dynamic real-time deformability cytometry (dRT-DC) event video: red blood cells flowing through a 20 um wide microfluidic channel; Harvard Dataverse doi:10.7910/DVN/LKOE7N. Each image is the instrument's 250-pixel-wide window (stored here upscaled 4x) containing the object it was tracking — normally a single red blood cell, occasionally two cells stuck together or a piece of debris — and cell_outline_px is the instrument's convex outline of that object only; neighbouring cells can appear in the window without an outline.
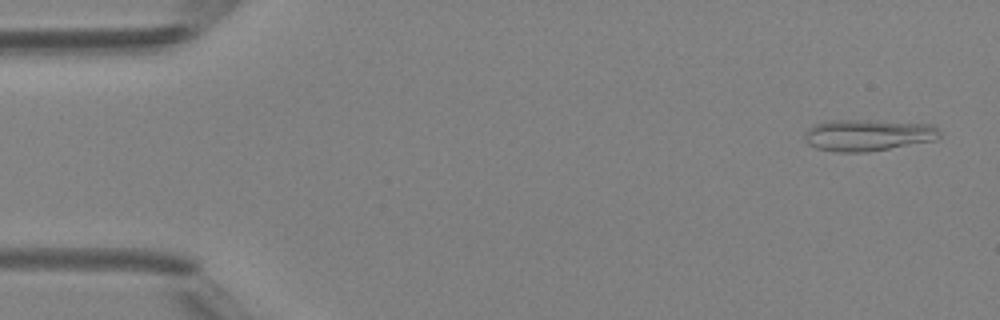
{"species": "Egyptian fruit bat (a non-hibernating species)", "species_latin": "Rousettus aegyptiacus", "temperature_condition": "room temperature", "stored_images_in_passage": 5, "camera_frame_rate_fps": 3000, "um_per_image_px": 0.085, "animal": {"sex": "female"}, "frame": {"image": 1, "passage_image": 1, "time_ms": 0.0, "image_size_px": [1000, 320], "cell_outline_px": [[940, 136], [936, 140], [868, 152], [836, 152], [816, 148], [808, 144], [804, 140], [804, 136], [808, 128], [816, 124], [828, 120], [864, 120], [932, 124], [940, 132]], "centroid_in_image_um": [73.75, 11.49], "position_along_channel_um": 11.2, "area_um2": 24.85}}